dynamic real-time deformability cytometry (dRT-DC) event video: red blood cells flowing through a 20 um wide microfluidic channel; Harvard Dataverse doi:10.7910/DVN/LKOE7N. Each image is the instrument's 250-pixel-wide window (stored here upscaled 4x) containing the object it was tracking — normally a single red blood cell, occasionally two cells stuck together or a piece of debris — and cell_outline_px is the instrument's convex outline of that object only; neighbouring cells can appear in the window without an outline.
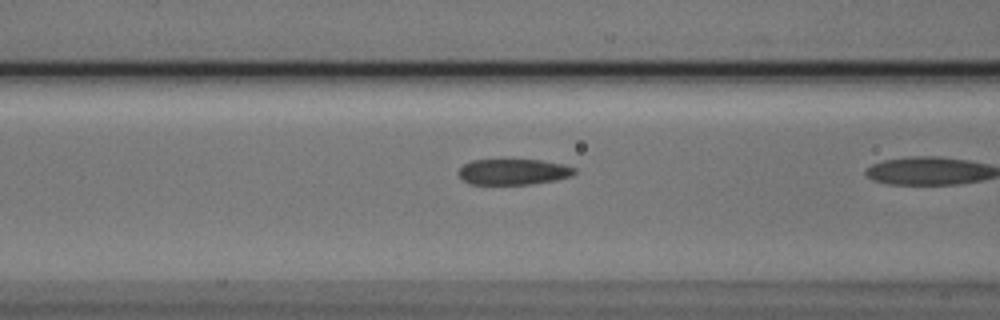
{"species": "Egyptian fruit bat (a non-hibernating species)", "species_latin": "Rousettus aegyptiacus", "temperature_condition": "cold", "stored_images_in_passage": 17, "camera_frame_rate_fps": 3000, "um_per_image_px": 0.085, "animal": {"sex": "male"}, "frame": {"image": 1, "passage_image": 16, "time_ms": 5.0, "image_size_px": [1000, 320], "cell_outline_px": [[576, 172], [572, 176], [556, 180], [532, 184], [468, 184], [456, 172], [464, 164], [472, 160], [540, 160], [564, 164], [576, 168]], "centroid_in_image_um": [43.65, 14.61], "position_along_channel_um": 122.9, "area_um2": 17.51}}